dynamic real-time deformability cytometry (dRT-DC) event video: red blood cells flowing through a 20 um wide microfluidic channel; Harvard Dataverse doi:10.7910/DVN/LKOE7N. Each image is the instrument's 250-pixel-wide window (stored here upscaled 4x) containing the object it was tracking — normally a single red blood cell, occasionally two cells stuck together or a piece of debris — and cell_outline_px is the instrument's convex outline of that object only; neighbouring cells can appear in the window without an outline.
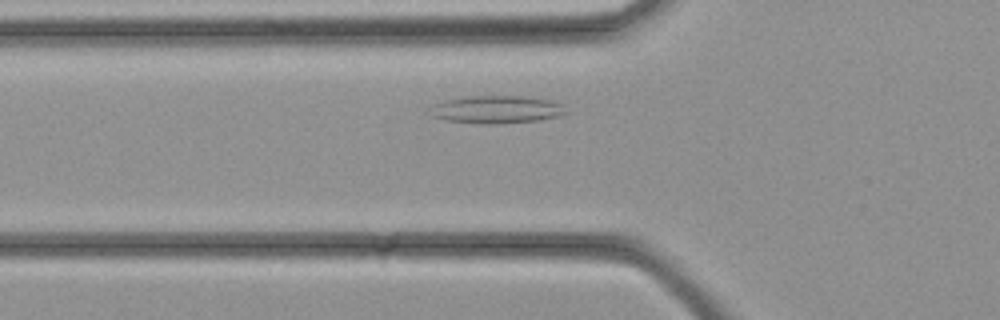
{"species": "common noctule bat (a hibernating species)", "species_latin": "Nyctalus noctula", "temperature_condition": "cold", "stored_images_in_passage": 25, "camera_frame_rate_fps": 3000, "um_per_image_px": 0.085, "animal": {"sex": "female", "body_mass_g": 21.9}, "frame": {"image": 1, "passage_image": 2, "time_ms": 0.333, "image_size_px": [1000, 320], "cell_outline_px": [[572, 112], [560, 116], [540, 120], [500, 124], [480, 124], [444, 120], [432, 116], [432, 104], [444, 100], [468, 96], [524, 96], [552, 100], [564, 104]], "centroid_in_image_um": [42.31, 9.31], "position_along_channel_um": 83.5, "area_um2": 22.48}}
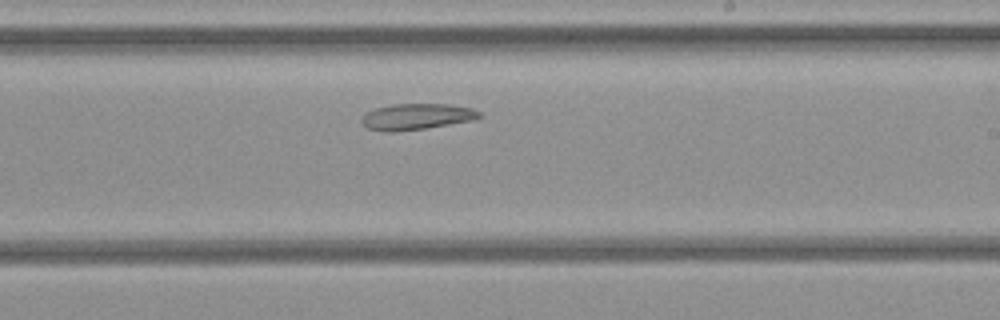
{"frame": {"image": 2, "passage_image": 11, "time_ms": 3.333, "image_size_px": [1000, 320], "cell_outline_px": [[484, 116], [476, 120], [424, 128], [396, 132], [384, 132], [368, 128], [360, 120], [364, 112], [376, 108], [396, 104], [448, 104], [472, 108], [480, 112]], "centroid_in_image_um": [35.43, 9.91], "position_along_channel_um": 253.6, "area_um2": 18.03}}
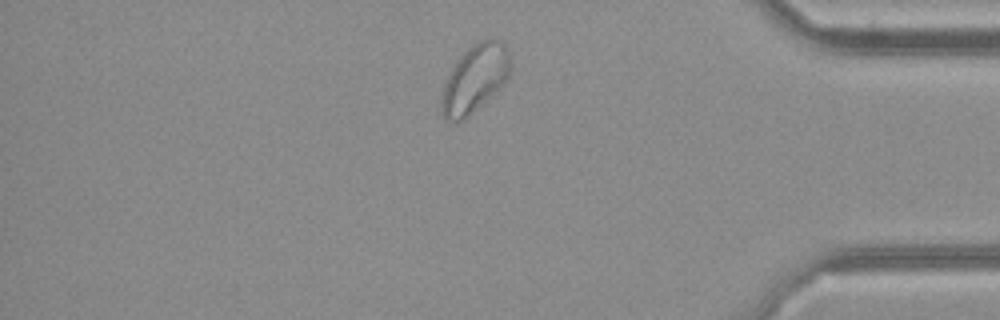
{"frame": {"image": 3, "passage_image": 20, "time_ms": 6.333, "image_size_px": [1000, 320], "cell_outline_px": [[512, 72], [504, 84], [496, 92], [456, 124], [444, 120], [440, 108], [444, 84], [456, 60], [476, 40], [488, 36], [496, 36], [504, 44], [512, 56]], "centroid_in_image_um": [40.41, 6.62], "position_along_channel_um": 394.8, "area_um2": 27.86}}